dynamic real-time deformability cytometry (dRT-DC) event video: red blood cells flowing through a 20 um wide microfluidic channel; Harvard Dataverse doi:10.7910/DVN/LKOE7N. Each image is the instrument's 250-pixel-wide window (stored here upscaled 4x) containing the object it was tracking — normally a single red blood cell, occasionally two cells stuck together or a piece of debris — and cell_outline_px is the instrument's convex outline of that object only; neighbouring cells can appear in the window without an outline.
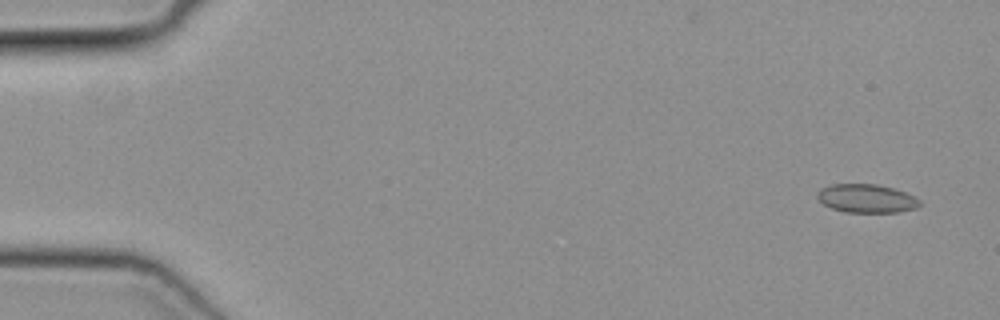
{"species": "common noctule bat (a hibernating species)", "species_latin": "Nyctalus noctula", "temperature_condition": "cold", "stored_images_in_passage": 50, "camera_frame_rate_fps": 3000, "um_per_image_px": 0.085, "animal": {"sex": "female", "body_mass_g": 19.3, "forearm_length_mm": 54.1}, "frame": {"image": 1, "passage_image": 3, "time_ms": 0.667, "image_size_px": [1000, 320], "cell_outline_px": [[920, 204], [916, 208], [896, 212], [844, 212], [832, 208], [824, 204], [816, 196], [816, 192], [820, 188], [832, 184], [876, 184], [892, 188], [904, 192], [920, 200]], "centroid_in_image_um": [73.61, 16.86], "position_along_channel_um": 11.4, "area_um2": 16.88}}
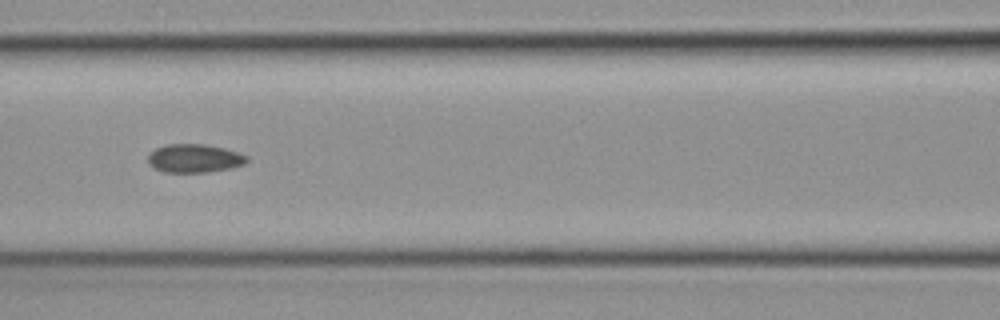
{"frame": {"image": 2, "passage_image": 23, "time_ms": 7.333, "image_size_px": [1000, 320], "cell_outline_px": [[248, 160], [244, 164], [232, 168], [208, 172], [164, 172], [152, 168], [148, 164], [148, 156], [156, 148], [168, 144], [204, 144], [224, 148], [248, 156]], "centroid_in_image_um": [16.51, 13.47], "position_along_channel_um": 150.1, "area_um2": 16.42}}
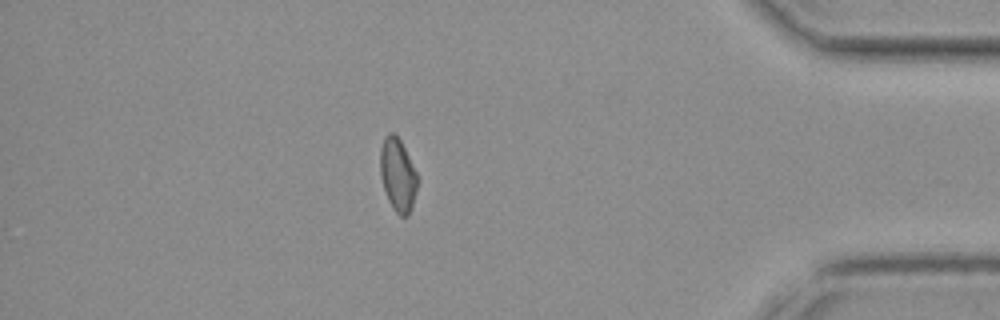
{"frame": {"image": 3, "passage_image": 44, "time_ms": 14.333, "image_size_px": [1000, 320], "cell_outline_px": [[420, 180], [408, 216], [400, 216], [392, 208], [388, 200], [380, 176], [380, 148], [384, 136], [388, 132], [392, 132], [400, 140], [420, 176]], "centroid_in_image_um": [33.83, 14.85], "position_along_channel_um": 401.4, "area_um2": 16.18}}